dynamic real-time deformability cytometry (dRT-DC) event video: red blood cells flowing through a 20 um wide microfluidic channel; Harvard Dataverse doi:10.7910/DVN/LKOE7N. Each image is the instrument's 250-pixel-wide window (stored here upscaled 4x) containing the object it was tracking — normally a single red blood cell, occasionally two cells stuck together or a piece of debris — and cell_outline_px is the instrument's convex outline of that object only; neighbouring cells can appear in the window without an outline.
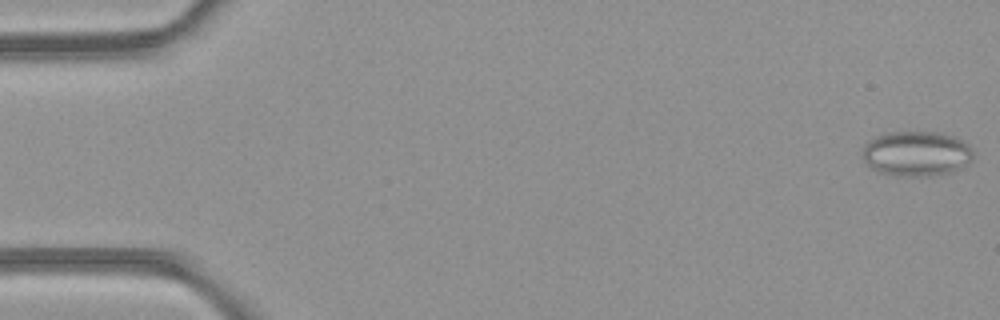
{"species": "common noctule bat (a hibernating species)", "species_latin": "Nyctalus noctula", "temperature_condition": "room temperature", "stored_images_in_passage": 6, "camera_frame_rate_fps": 3000, "um_per_image_px": 0.085, "animal": {"sex": "female", "body_mass_g": 21.9}, "frame": {"image": 1, "passage_image": 1, "time_ms": 0.0, "image_size_px": [1000, 320], "cell_outline_px": [[976, 156], [964, 168], [956, 172], [932, 176], [896, 176], [876, 172], [864, 160], [864, 144], [868, 140], [884, 132], [940, 132], [956, 136], [968, 144], [972, 148]], "centroid_in_image_um": [77.97, 13.07], "position_along_channel_um": 7.0, "area_um2": 29.88}}